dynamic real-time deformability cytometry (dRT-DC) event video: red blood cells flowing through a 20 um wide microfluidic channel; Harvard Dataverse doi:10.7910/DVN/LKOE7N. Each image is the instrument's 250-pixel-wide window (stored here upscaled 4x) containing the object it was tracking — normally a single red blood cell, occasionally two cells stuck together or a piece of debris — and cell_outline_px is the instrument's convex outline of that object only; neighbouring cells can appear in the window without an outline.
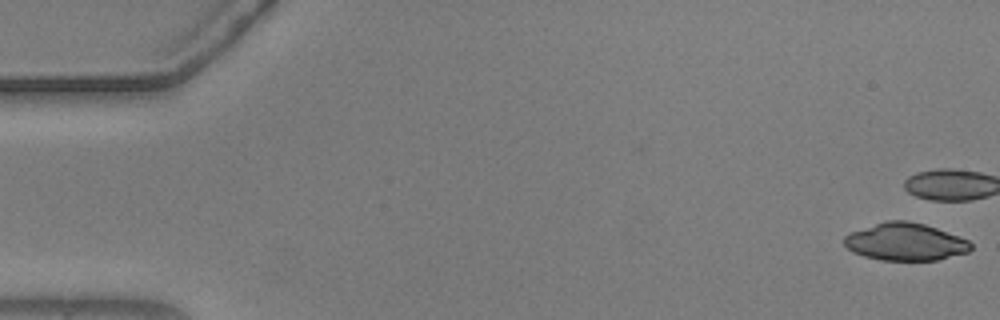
{"species": "common noctule bat (a hibernating species)", "species_latin": "Nyctalus noctula", "temperature_condition": "warm", "stored_images_in_passage": 43, "camera_frame_rate_fps": 3000, "um_per_image_px": 0.085, "animal": {"sex": "male", "body_mass_g": 20.5, "forearm_length_mm": 52.5}, "frame": {"image": 1, "passage_image": 1, "time_ms": 0.0, "image_size_px": [1000, 320], "cell_outline_px": [[972, 248], [968, 252], [936, 260], [880, 260], [864, 256], [852, 252], [844, 244], [844, 236], [852, 232], [888, 220], [908, 220], [924, 224], [936, 228], [968, 240], [972, 244]], "centroid_in_image_um": [76.95, 20.56], "position_along_channel_um": 8.0, "area_um2": 27.34}}